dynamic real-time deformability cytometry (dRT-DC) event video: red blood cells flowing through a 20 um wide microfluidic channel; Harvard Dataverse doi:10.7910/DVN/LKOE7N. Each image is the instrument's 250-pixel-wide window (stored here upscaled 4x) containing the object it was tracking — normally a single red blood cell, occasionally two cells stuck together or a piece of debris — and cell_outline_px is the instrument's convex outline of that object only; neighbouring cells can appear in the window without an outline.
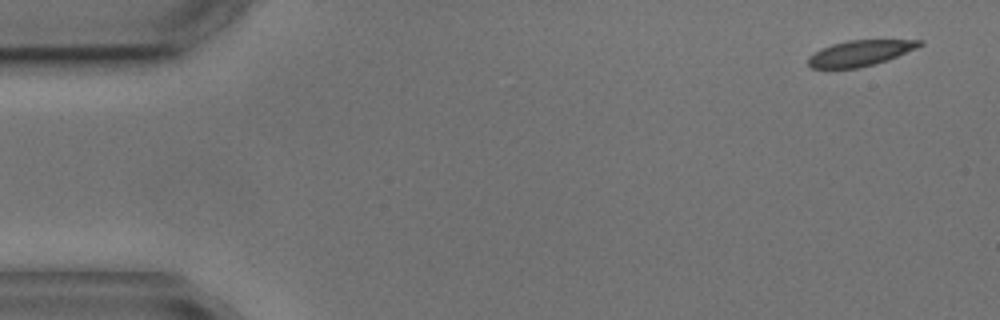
{"species": "common noctule bat (a hibernating species)", "species_latin": "Nyctalus noctula", "temperature_condition": "cold", "stored_images_in_passage": 5, "segment_of_instrument_passage": [1, 2], "camera_frame_rate_fps": 3000, "um_per_image_px": 0.085, "animal": {"sex": "male", "body_mass_g": 17.9, "forearm_length_mm": 54.2}, "frame": {"image": 1, "passage_image": 1, "time_ms": 0.0, "image_size_px": [1000, 320], "cell_outline_px": [[924, 44], [916, 48], [896, 56], [872, 64], [856, 68], [812, 68], [808, 64], [808, 56], [820, 48], [832, 44], [848, 40], [924, 40]], "centroid_in_image_um": [73.06, 4.5], "position_along_channel_um": 11.9, "area_um2": 16.42}}
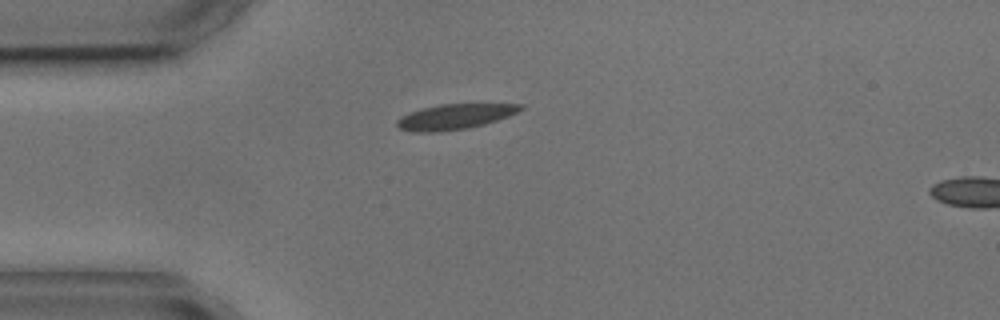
{"frame": {"image": 2, "passage_image": 4, "time_ms": 3.667, "image_size_px": [1000, 320], "cell_outline_px": [[524, 108], [508, 116], [484, 124], [468, 128], [436, 132], [412, 132], [400, 128], [396, 124], [396, 120], [400, 116], [424, 108], [440, 104], [524, 104]], "centroid_in_image_um": [38.64, 9.92], "position_along_channel_um": 46.4, "area_um2": 17.98}}